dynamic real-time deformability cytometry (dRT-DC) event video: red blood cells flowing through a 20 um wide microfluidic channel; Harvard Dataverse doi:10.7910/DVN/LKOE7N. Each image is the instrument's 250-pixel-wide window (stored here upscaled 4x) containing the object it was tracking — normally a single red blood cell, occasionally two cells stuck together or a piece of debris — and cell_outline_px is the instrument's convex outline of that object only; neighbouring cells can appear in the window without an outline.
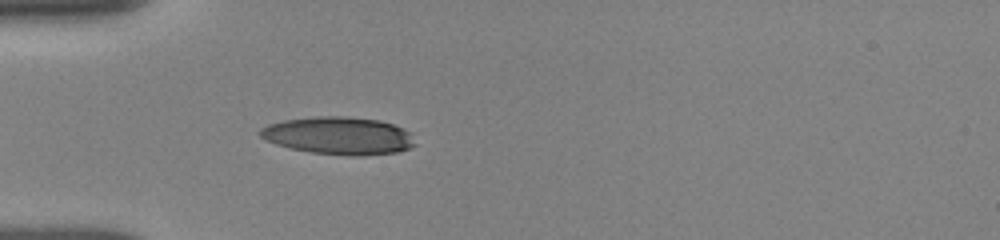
{"species": "human", "species_latin": "Homo sapiens", "temperature_condition": "room temperature", "stored_images_in_passage": 26, "camera_frame_rate_fps": 3000, "um_per_image_px": 0.085, "donor": {"sex": "female"}, "frame": {"image": 1, "passage_image": 1, "time_ms": 0.0, "image_size_px": [1000, 240], "cell_outline_px": [[416, 144], [408, 148], [396, 152], [360, 156], [352, 156], [312, 152], [292, 148], [276, 144], [260, 136], [260, 128], [268, 124], [284, 120], [316, 116], [340, 116], [380, 120], [404, 128], [412, 132]], "centroid_in_image_um": [28.83, 11.52], "position_along_channel_um": 56.2, "area_um2": 33.87}}
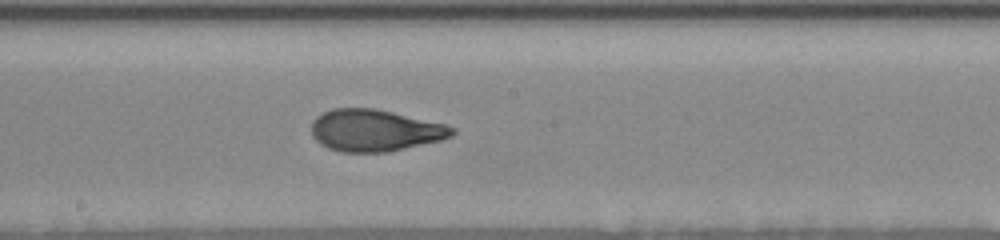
{"frame": {"image": 2, "passage_image": 14, "time_ms": 4.333, "image_size_px": [1000, 240], "cell_outline_px": [[456, 132], [452, 136], [440, 140], [388, 152], [340, 152], [328, 148], [320, 144], [312, 136], [312, 120], [316, 116], [332, 108], [372, 108], [392, 112], [448, 124], [456, 128]], "centroid_in_image_um": [31.87, 11.08], "position_along_channel_um": 216.3, "area_um2": 34.45}}
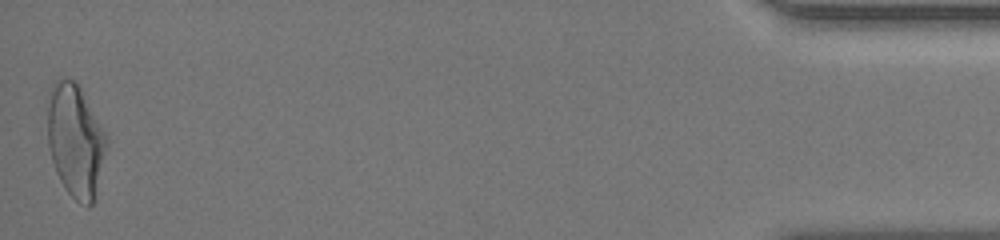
{"frame": {"image": 3, "passage_image": 26, "time_ms": 12.0, "image_size_px": [1000, 240], "cell_outline_px": [[108, 144], [92, 204], [88, 208], [80, 204], [68, 192], [60, 180], [56, 172], [52, 160], [48, 144], [48, 108], [52, 84], [60, 76], [72, 80], [80, 88], [108, 136]], "centroid_in_image_um": [6.42, 11.95], "position_along_channel_um": 428.8, "area_um2": 38.49}, "authors_computed_cell_mechanics": {"area_um2": 34.4199, "velocity_mm_per_s": 3.8846, "shape_relaxation_time_tau1_ms": 4.8613, "shape_relaxation_time_tau2_ms": 1.3345, "deformation_change_tau1": 0.1971, "deformation_change_tau2": 0.0822}}